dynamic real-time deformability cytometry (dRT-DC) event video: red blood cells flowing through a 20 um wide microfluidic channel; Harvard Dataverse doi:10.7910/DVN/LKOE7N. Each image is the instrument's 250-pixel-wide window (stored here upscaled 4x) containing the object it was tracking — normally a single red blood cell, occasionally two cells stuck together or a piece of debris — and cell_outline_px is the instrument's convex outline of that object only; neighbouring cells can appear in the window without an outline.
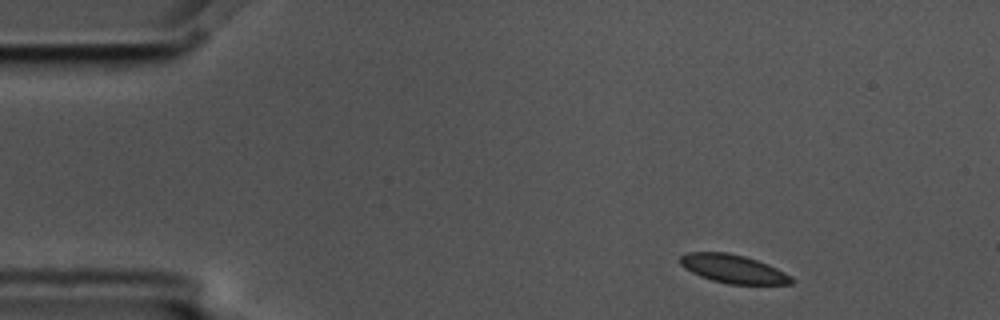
{"species": "common noctule bat (a hibernating species)", "species_latin": "Nyctalus noctula", "temperature_condition": "cold", "stored_images_in_passage": 6, "camera_frame_rate_fps": 3000, "um_per_image_px": 0.085, "animal": {"sex": "male", "body_mass_g": 17.5, "forearm_length_mm": 52.3}, "frame": {"image": 1, "passage_image": 1, "time_ms": 0.0, "image_size_px": [1000, 320], "cell_outline_px": [[792, 284], [728, 284], [712, 280], [700, 276], [684, 268], [680, 264], [680, 256], [688, 252], [728, 252], [744, 256], [768, 264], [792, 276]], "centroid_in_image_um": [62.3, 22.85], "position_along_channel_um": 22.7, "area_um2": 18.38}}
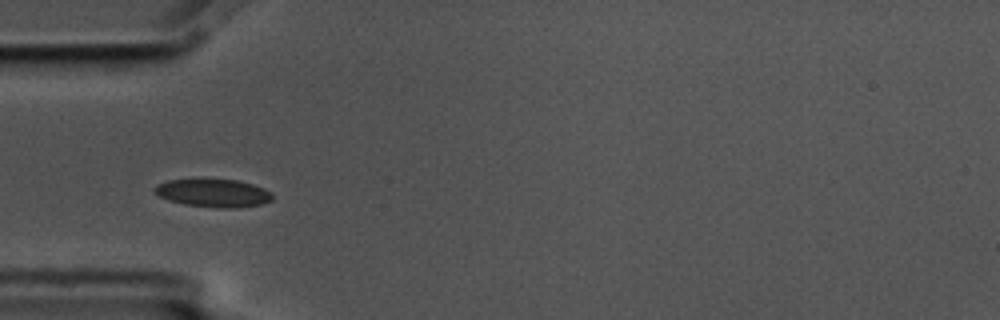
{"frame": {"image": 2, "passage_image": 4, "time_ms": 1.0, "image_size_px": [1000, 320], "cell_outline_px": [[272, 200], [260, 204], [236, 208], [216, 208], [184, 204], [168, 200], [152, 192], [152, 188], [156, 184], [168, 180], [200, 176], [236, 180], [252, 184], [264, 188], [272, 192]], "centroid_in_image_um": [18.06, 16.36], "position_along_channel_um": 66.9, "area_um2": 20.17}}